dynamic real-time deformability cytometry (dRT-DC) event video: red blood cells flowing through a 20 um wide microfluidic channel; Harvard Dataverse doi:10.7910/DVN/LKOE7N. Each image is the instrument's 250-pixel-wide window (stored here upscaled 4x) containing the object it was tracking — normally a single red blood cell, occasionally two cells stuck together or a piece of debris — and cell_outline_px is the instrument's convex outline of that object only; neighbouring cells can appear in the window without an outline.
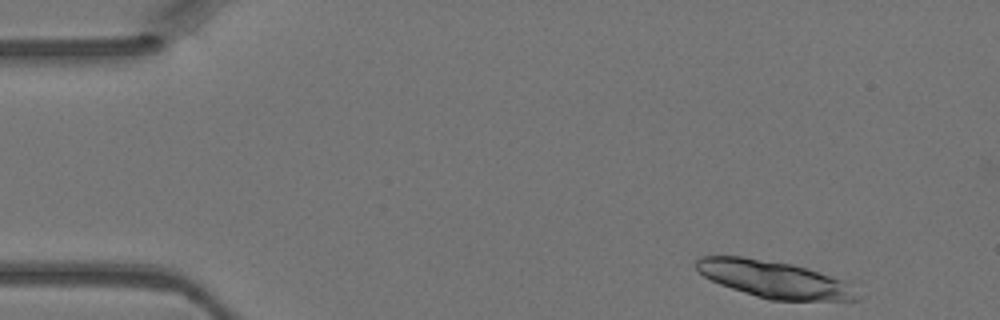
{"species": "Egyptian fruit bat (a non-hibernating species)", "species_latin": "Rousettus aegyptiacus", "temperature_condition": "warm", "stored_images_in_passage": 4, "camera_frame_rate_fps": 3000, "um_per_image_px": 0.085, "animal": {"sex": "female"}, "frame": {"image": 1, "passage_image": 1, "time_ms": 0.0, "image_size_px": [1000, 320], "cell_outline_px": [[860, 300], [768, 300], [720, 284], [704, 276], [696, 268], [696, 260], [700, 256], [740, 256], [792, 264], [844, 280], [860, 296]], "centroid_in_image_um": [65.79, 23.74], "position_along_channel_um": 19.2, "area_um2": 34.16}}
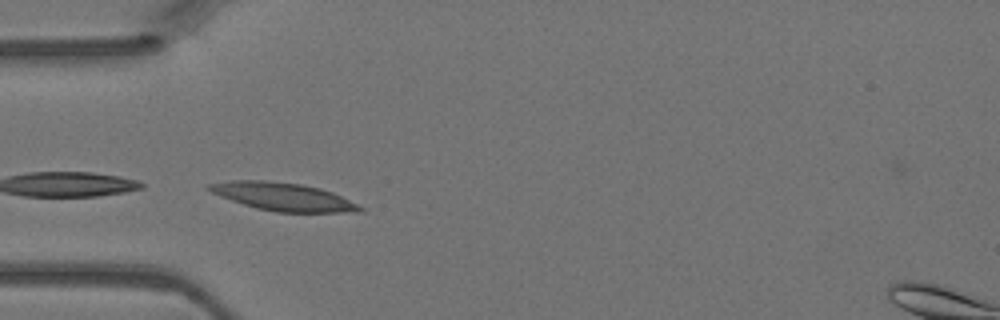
{"frame": {"image": 2, "passage_image": 4, "time_ms": 1.0, "image_size_px": [1000, 320], "cell_outline_px": [[364, 212], [276, 212], [256, 208], [220, 196], [204, 188], [204, 184], [232, 180], [264, 180], [300, 184], [320, 188], [332, 192], [364, 208]], "centroid_in_image_um": [24.01, 16.71], "position_along_channel_um": 61.0, "area_um2": 24.51}}